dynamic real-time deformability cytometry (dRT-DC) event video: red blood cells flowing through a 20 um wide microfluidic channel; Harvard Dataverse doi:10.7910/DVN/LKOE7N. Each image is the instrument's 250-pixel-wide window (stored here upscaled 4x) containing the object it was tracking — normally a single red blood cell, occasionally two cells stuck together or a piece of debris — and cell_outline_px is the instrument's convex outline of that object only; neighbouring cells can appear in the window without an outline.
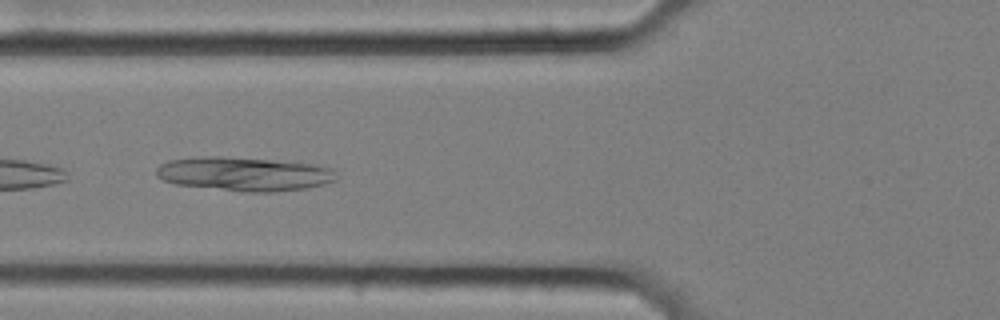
{"species": "common noctule bat (a hibernating species)", "species_latin": "Nyctalus noctula", "temperature_condition": "cold", "stored_images_in_passage": 9, "camera_frame_rate_fps": 3000, "um_per_image_px": 0.085, "animal": {"sex": "female", "body_mass_g": 25.1}, "frame": {"image": 1, "passage_image": 7, "time_ms": 2.0, "image_size_px": [1000, 320], "cell_outline_px": [[336, 180], [324, 184], [308, 188], [276, 192], [244, 192], [176, 184], [164, 180], [156, 176], [156, 168], [160, 164], [168, 160], [192, 156], [220, 156], [272, 160], [316, 164], [332, 168], [336, 172]], "centroid_in_image_um": [20.75, 14.78], "position_along_channel_um": 105.1, "area_um2": 35.95}}